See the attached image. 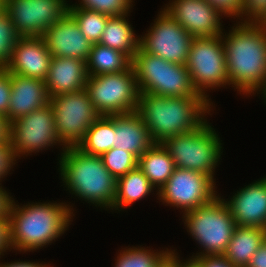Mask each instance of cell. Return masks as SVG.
I'll list each match as a JSON object with an SVG mask.
<instances>
[{
  "label": "cell",
  "instance_id": "cell-1",
  "mask_svg": "<svg viewBox=\"0 0 266 267\" xmlns=\"http://www.w3.org/2000/svg\"><path fill=\"white\" fill-rule=\"evenodd\" d=\"M235 25L221 35L228 81L247 96L255 94L266 79V27L261 23Z\"/></svg>",
  "mask_w": 266,
  "mask_h": 267
},
{
  "label": "cell",
  "instance_id": "cell-2",
  "mask_svg": "<svg viewBox=\"0 0 266 267\" xmlns=\"http://www.w3.org/2000/svg\"><path fill=\"white\" fill-rule=\"evenodd\" d=\"M72 210L63 202L19 206L12 198L8 213L11 250L29 252L53 243L71 224Z\"/></svg>",
  "mask_w": 266,
  "mask_h": 267
},
{
  "label": "cell",
  "instance_id": "cell-3",
  "mask_svg": "<svg viewBox=\"0 0 266 267\" xmlns=\"http://www.w3.org/2000/svg\"><path fill=\"white\" fill-rule=\"evenodd\" d=\"M204 97H166L139 93L136 112L143 119L154 143L187 134L202 126L211 111Z\"/></svg>",
  "mask_w": 266,
  "mask_h": 267
},
{
  "label": "cell",
  "instance_id": "cell-4",
  "mask_svg": "<svg viewBox=\"0 0 266 267\" xmlns=\"http://www.w3.org/2000/svg\"><path fill=\"white\" fill-rule=\"evenodd\" d=\"M59 172L70 193L90 204L112 209L117 179L104 166L100 156L88 155L77 147L62 150Z\"/></svg>",
  "mask_w": 266,
  "mask_h": 267
},
{
  "label": "cell",
  "instance_id": "cell-5",
  "mask_svg": "<svg viewBox=\"0 0 266 267\" xmlns=\"http://www.w3.org/2000/svg\"><path fill=\"white\" fill-rule=\"evenodd\" d=\"M132 66L139 93L166 97H203L195 90L186 65L168 62L138 48Z\"/></svg>",
  "mask_w": 266,
  "mask_h": 267
},
{
  "label": "cell",
  "instance_id": "cell-6",
  "mask_svg": "<svg viewBox=\"0 0 266 267\" xmlns=\"http://www.w3.org/2000/svg\"><path fill=\"white\" fill-rule=\"evenodd\" d=\"M183 220L187 232L205 250L192 255L191 259L202 255H223L236 227L225 199L219 194L209 203L183 213Z\"/></svg>",
  "mask_w": 266,
  "mask_h": 267
},
{
  "label": "cell",
  "instance_id": "cell-7",
  "mask_svg": "<svg viewBox=\"0 0 266 267\" xmlns=\"http://www.w3.org/2000/svg\"><path fill=\"white\" fill-rule=\"evenodd\" d=\"M161 144L169 152L175 167L197 171L215 180L222 143L207 121L194 131L168 137Z\"/></svg>",
  "mask_w": 266,
  "mask_h": 267
},
{
  "label": "cell",
  "instance_id": "cell-8",
  "mask_svg": "<svg viewBox=\"0 0 266 267\" xmlns=\"http://www.w3.org/2000/svg\"><path fill=\"white\" fill-rule=\"evenodd\" d=\"M85 89L100 116L137 110L139 90L133 66L119 73L88 76Z\"/></svg>",
  "mask_w": 266,
  "mask_h": 267
},
{
  "label": "cell",
  "instance_id": "cell-9",
  "mask_svg": "<svg viewBox=\"0 0 266 267\" xmlns=\"http://www.w3.org/2000/svg\"><path fill=\"white\" fill-rule=\"evenodd\" d=\"M186 68L189 71L195 90L209 99L207 89L229 85L226 55L221 35L194 37L189 49ZM206 93V94H205Z\"/></svg>",
  "mask_w": 266,
  "mask_h": 267
},
{
  "label": "cell",
  "instance_id": "cell-10",
  "mask_svg": "<svg viewBox=\"0 0 266 267\" xmlns=\"http://www.w3.org/2000/svg\"><path fill=\"white\" fill-rule=\"evenodd\" d=\"M55 129L62 149L77 147L89 127L100 117L86 89L64 93L50 98Z\"/></svg>",
  "mask_w": 266,
  "mask_h": 267
},
{
  "label": "cell",
  "instance_id": "cell-11",
  "mask_svg": "<svg viewBox=\"0 0 266 267\" xmlns=\"http://www.w3.org/2000/svg\"><path fill=\"white\" fill-rule=\"evenodd\" d=\"M9 141L16 158L39 152L53 145H63L56 133L50 104L9 123Z\"/></svg>",
  "mask_w": 266,
  "mask_h": 267
},
{
  "label": "cell",
  "instance_id": "cell-12",
  "mask_svg": "<svg viewBox=\"0 0 266 267\" xmlns=\"http://www.w3.org/2000/svg\"><path fill=\"white\" fill-rule=\"evenodd\" d=\"M214 183L206 174L176 167L169 180L157 190L158 200L185 213L209 203L217 196Z\"/></svg>",
  "mask_w": 266,
  "mask_h": 267
},
{
  "label": "cell",
  "instance_id": "cell-13",
  "mask_svg": "<svg viewBox=\"0 0 266 267\" xmlns=\"http://www.w3.org/2000/svg\"><path fill=\"white\" fill-rule=\"evenodd\" d=\"M152 24L150 31L139 37V47L168 62L186 65L194 37L162 9Z\"/></svg>",
  "mask_w": 266,
  "mask_h": 267
},
{
  "label": "cell",
  "instance_id": "cell-14",
  "mask_svg": "<svg viewBox=\"0 0 266 267\" xmlns=\"http://www.w3.org/2000/svg\"><path fill=\"white\" fill-rule=\"evenodd\" d=\"M66 0H5L3 10L22 37L43 33L68 12Z\"/></svg>",
  "mask_w": 266,
  "mask_h": 267
},
{
  "label": "cell",
  "instance_id": "cell-15",
  "mask_svg": "<svg viewBox=\"0 0 266 267\" xmlns=\"http://www.w3.org/2000/svg\"><path fill=\"white\" fill-rule=\"evenodd\" d=\"M163 10L193 37L223 34L222 15L205 0H172Z\"/></svg>",
  "mask_w": 266,
  "mask_h": 267
},
{
  "label": "cell",
  "instance_id": "cell-16",
  "mask_svg": "<svg viewBox=\"0 0 266 267\" xmlns=\"http://www.w3.org/2000/svg\"><path fill=\"white\" fill-rule=\"evenodd\" d=\"M42 37L52 57L76 58L86 62L93 45L68 12L50 26Z\"/></svg>",
  "mask_w": 266,
  "mask_h": 267
},
{
  "label": "cell",
  "instance_id": "cell-17",
  "mask_svg": "<svg viewBox=\"0 0 266 267\" xmlns=\"http://www.w3.org/2000/svg\"><path fill=\"white\" fill-rule=\"evenodd\" d=\"M52 55L42 36L21 37L14 46L6 70L24 77L46 80Z\"/></svg>",
  "mask_w": 266,
  "mask_h": 267
},
{
  "label": "cell",
  "instance_id": "cell-18",
  "mask_svg": "<svg viewBox=\"0 0 266 267\" xmlns=\"http://www.w3.org/2000/svg\"><path fill=\"white\" fill-rule=\"evenodd\" d=\"M236 226H255L266 229V177L237 190L225 201Z\"/></svg>",
  "mask_w": 266,
  "mask_h": 267
},
{
  "label": "cell",
  "instance_id": "cell-19",
  "mask_svg": "<svg viewBox=\"0 0 266 267\" xmlns=\"http://www.w3.org/2000/svg\"><path fill=\"white\" fill-rule=\"evenodd\" d=\"M11 96L6 116L7 121H15L49 103L44 80L10 73Z\"/></svg>",
  "mask_w": 266,
  "mask_h": 267
},
{
  "label": "cell",
  "instance_id": "cell-20",
  "mask_svg": "<svg viewBox=\"0 0 266 267\" xmlns=\"http://www.w3.org/2000/svg\"><path fill=\"white\" fill-rule=\"evenodd\" d=\"M87 79L85 61L76 58L52 57L45 84L51 98L85 89Z\"/></svg>",
  "mask_w": 266,
  "mask_h": 267
},
{
  "label": "cell",
  "instance_id": "cell-21",
  "mask_svg": "<svg viewBox=\"0 0 266 267\" xmlns=\"http://www.w3.org/2000/svg\"><path fill=\"white\" fill-rule=\"evenodd\" d=\"M153 144L143 119L136 111L115 115L114 148L131 152L139 158Z\"/></svg>",
  "mask_w": 266,
  "mask_h": 267
},
{
  "label": "cell",
  "instance_id": "cell-22",
  "mask_svg": "<svg viewBox=\"0 0 266 267\" xmlns=\"http://www.w3.org/2000/svg\"><path fill=\"white\" fill-rule=\"evenodd\" d=\"M266 239V229L236 226L223 256L235 267H247L251 257Z\"/></svg>",
  "mask_w": 266,
  "mask_h": 267
},
{
  "label": "cell",
  "instance_id": "cell-23",
  "mask_svg": "<svg viewBox=\"0 0 266 267\" xmlns=\"http://www.w3.org/2000/svg\"><path fill=\"white\" fill-rule=\"evenodd\" d=\"M137 166L151 184L159 190L175 170V164L169 152L161 143H154L139 158Z\"/></svg>",
  "mask_w": 266,
  "mask_h": 267
},
{
  "label": "cell",
  "instance_id": "cell-24",
  "mask_svg": "<svg viewBox=\"0 0 266 267\" xmlns=\"http://www.w3.org/2000/svg\"><path fill=\"white\" fill-rule=\"evenodd\" d=\"M127 16H110L99 44L121 51L133 59L139 48V36H135Z\"/></svg>",
  "mask_w": 266,
  "mask_h": 267
},
{
  "label": "cell",
  "instance_id": "cell-25",
  "mask_svg": "<svg viewBox=\"0 0 266 267\" xmlns=\"http://www.w3.org/2000/svg\"><path fill=\"white\" fill-rule=\"evenodd\" d=\"M132 66V59L125 53L94 43L86 61L88 76L119 73Z\"/></svg>",
  "mask_w": 266,
  "mask_h": 267
},
{
  "label": "cell",
  "instance_id": "cell-26",
  "mask_svg": "<svg viewBox=\"0 0 266 267\" xmlns=\"http://www.w3.org/2000/svg\"><path fill=\"white\" fill-rule=\"evenodd\" d=\"M155 187L137 166L117 179L116 195L112 210L121 211L137 200L145 198ZM120 208V210H119ZM122 208V209H121Z\"/></svg>",
  "mask_w": 266,
  "mask_h": 267
},
{
  "label": "cell",
  "instance_id": "cell-27",
  "mask_svg": "<svg viewBox=\"0 0 266 267\" xmlns=\"http://www.w3.org/2000/svg\"><path fill=\"white\" fill-rule=\"evenodd\" d=\"M114 135L115 115L100 116L86 131L77 148L88 155L101 156L113 148Z\"/></svg>",
  "mask_w": 266,
  "mask_h": 267
},
{
  "label": "cell",
  "instance_id": "cell-28",
  "mask_svg": "<svg viewBox=\"0 0 266 267\" xmlns=\"http://www.w3.org/2000/svg\"><path fill=\"white\" fill-rule=\"evenodd\" d=\"M172 252V249L154 252L145 247L124 248L119 252L114 267H158Z\"/></svg>",
  "mask_w": 266,
  "mask_h": 267
},
{
  "label": "cell",
  "instance_id": "cell-29",
  "mask_svg": "<svg viewBox=\"0 0 266 267\" xmlns=\"http://www.w3.org/2000/svg\"><path fill=\"white\" fill-rule=\"evenodd\" d=\"M68 13L75 19L86 39L92 44L99 43L110 16L84 8H68Z\"/></svg>",
  "mask_w": 266,
  "mask_h": 267
},
{
  "label": "cell",
  "instance_id": "cell-30",
  "mask_svg": "<svg viewBox=\"0 0 266 267\" xmlns=\"http://www.w3.org/2000/svg\"><path fill=\"white\" fill-rule=\"evenodd\" d=\"M100 157L104 166L116 179L136 168L138 163V158L134 154L114 147Z\"/></svg>",
  "mask_w": 266,
  "mask_h": 267
},
{
  "label": "cell",
  "instance_id": "cell-31",
  "mask_svg": "<svg viewBox=\"0 0 266 267\" xmlns=\"http://www.w3.org/2000/svg\"><path fill=\"white\" fill-rule=\"evenodd\" d=\"M21 37L11 18L2 10L0 12V68H6L9 64L14 46Z\"/></svg>",
  "mask_w": 266,
  "mask_h": 267
},
{
  "label": "cell",
  "instance_id": "cell-32",
  "mask_svg": "<svg viewBox=\"0 0 266 267\" xmlns=\"http://www.w3.org/2000/svg\"><path fill=\"white\" fill-rule=\"evenodd\" d=\"M133 0H81L79 4L68 5V8H84L108 16H119L130 13Z\"/></svg>",
  "mask_w": 266,
  "mask_h": 267
},
{
  "label": "cell",
  "instance_id": "cell-33",
  "mask_svg": "<svg viewBox=\"0 0 266 267\" xmlns=\"http://www.w3.org/2000/svg\"><path fill=\"white\" fill-rule=\"evenodd\" d=\"M240 17V23H262L266 19V0H243Z\"/></svg>",
  "mask_w": 266,
  "mask_h": 267
},
{
  "label": "cell",
  "instance_id": "cell-34",
  "mask_svg": "<svg viewBox=\"0 0 266 267\" xmlns=\"http://www.w3.org/2000/svg\"><path fill=\"white\" fill-rule=\"evenodd\" d=\"M222 16L237 17L240 20L242 13L243 0H205ZM239 17V18H238Z\"/></svg>",
  "mask_w": 266,
  "mask_h": 267
},
{
  "label": "cell",
  "instance_id": "cell-35",
  "mask_svg": "<svg viewBox=\"0 0 266 267\" xmlns=\"http://www.w3.org/2000/svg\"><path fill=\"white\" fill-rule=\"evenodd\" d=\"M11 96L10 72L0 68V115L7 116Z\"/></svg>",
  "mask_w": 266,
  "mask_h": 267
},
{
  "label": "cell",
  "instance_id": "cell-36",
  "mask_svg": "<svg viewBox=\"0 0 266 267\" xmlns=\"http://www.w3.org/2000/svg\"><path fill=\"white\" fill-rule=\"evenodd\" d=\"M16 161L10 141L0 143V182L10 172Z\"/></svg>",
  "mask_w": 266,
  "mask_h": 267
},
{
  "label": "cell",
  "instance_id": "cell-37",
  "mask_svg": "<svg viewBox=\"0 0 266 267\" xmlns=\"http://www.w3.org/2000/svg\"><path fill=\"white\" fill-rule=\"evenodd\" d=\"M193 260L200 267H235L223 255H202Z\"/></svg>",
  "mask_w": 266,
  "mask_h": 267
},
{
  "label": "cell",
  "instance_id": "cell-38",
  "mask_svg": "<svg viewBox=\"0 0 266 267\" xmlns=\"http://www.w3.org/2000/svg\"><path fill=\"white\" fill-rule=\"evenodd\" d=\"M6 250L11 251L9 241V219L8 217L0 218V258Z\"/></svg>",
  "mask_w": 266,
  "mask_h": 267
},
{
  "label": "cell",
  "instance_id": "cell-39",
  "mask_svg": "<svg viewBox=\"0 0 266 267\" xmlns=\"http://www.w3.org/2000/svg\"><path fill=\"white\" fill-rule=\"evenodd\" d=\"M247 267H266V239L251 257Z\"/></svg>",
  "mask_w": 266,
  "mask_h": 267
},
{
  "label": "cell",
  "instance_id": "cell-40",
  "mask_svg": "<svg viewBox=\"0 0 266 267\" xmlns=\"http://www.w3.org/2000/svg\"><path fill=\"white\" fill-rule=\"evenodd\" d=\"M9 194V192L7 193V191L0 186V218L8 217L9 207L12 201V196Z\"/></svg>",
  "mask_w": 266,
  "mask_h": 267
},
{
  "label": "cell",
  "instance_id": "cell-41",
  "mask_svg": "<svg viewBox=\"0 0 266 267\" xmlns=\"http://www.w3.org/2000/svg\"><path fill=\"white\" fill-rule=\"evenodd\" d=\"M0 267H50V265L42 264L39 262H31L29 261H14V262H8V263H0Z\"/></svg>",
  "mask_w": 266,
  "mask_h": 267
},
{
  "label": "cell",
  "instance_id": "cell-42",
  "mask_svg": "<svg viewBox=\"0 0 266 267\" xmlns=\"http://www.w3.org/2000/svg\"><path fill=\"white\" fill-rule=\"evenodd\" d=\"M9 140V122L6 117L0 115V143Z\"/></svg>",
  "mask_w": 266,
  "mask_h": 267
},
{
  "label": "cell",
  "instance_id": "cell-43",
  "mask_svg": "<svg viewBox=\"0 0 266 267\" xmlns=\"http://www.w3.org/2000/svg\"><path fill=\"white\" fill-rule=\"evenodd\" d=\"M177 255L178 253H175V267H200L193 259L189 258L183 262Z\"/></svg>",
  "mask_w": 266,
  "mask_h": 267
},
{
  "label": "cell",
  "instance_id": "cell-44",
  "mask_svg": "<svg viewBox=\"0 0 266 267\" xmlns=\"http://www.w3.org/2000/svg\"><path fill=\"white\" fill-rule=\"evenodd\" d=\"M158 267H175V250Z\"/></svg>",
  "mask_w": 266,
  "mask_h": 267
},
{
  "label": "cell",
  "instance_id": "cell-45",
  "mask_svg": "<svg viewBox=\"0 0 266 267\" xmlns=\"http://www.w3.org/2000/svg\"><path fill=\"white\" fill-rule=\"evenodd\" d=\"M258 91H259V93L261 92L262 97H264L263 99L265 100L264 102H266V79H265L263 85L257 90V93H258Z\"/></svg>",
  "mask_w": 266,
  "mask_h": 267
},
{
  "label": "cell",
  "instance_id": "cell-46",
  "mask_svg": "<svg viewBox=\"0 0 266 267\" xmlns=\"http://www.w3.org/2000/svg\"><path fill=\"white\" fill-rule=\"evenodd\" d=\"M4 1L5 0H0V5L3 7L4 6Z\"/></svg>",
  "mask_w": 266,
  "mask_h": 267
},
{
  "label": "cell",
  "instance_id": "cell-47",
  "mask_svg": "<svg viewBox=\"0 0 266 267\" xmlns=\"http://www.w3.org/2000/svg\"><path fill=\"white\" fill-rule=\"evenodd\" d=\"M261 24L266 27V19Z\"/></svg>",
  "mask_w": 266,
  "mask_h": 267
}]
</instances>
